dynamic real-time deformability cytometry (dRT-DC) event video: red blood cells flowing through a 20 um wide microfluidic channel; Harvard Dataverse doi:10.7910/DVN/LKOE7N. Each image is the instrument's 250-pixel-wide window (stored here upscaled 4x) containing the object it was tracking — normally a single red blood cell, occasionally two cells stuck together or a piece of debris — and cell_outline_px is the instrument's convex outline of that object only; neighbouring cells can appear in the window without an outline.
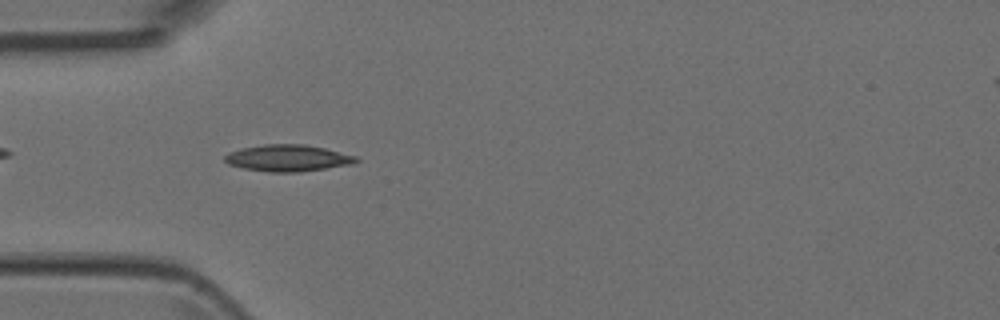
{"species": "Egyptian fruit bat (a non-hibernating species)", "species_latin": "Rousettus aegyptiacus", "temperature_condition": "room temperature", "stored_images_in_passage": 4, "camera_frame_rate_fps": 3000, "um_per_image_px": 0.085, "animal": {"sex": "female"}, "frame": {"image": 1, "passage_image": 3, "time_ms": 0.667, "image_size_px": [1000, 320], "cell_outline_px": [[360, 160], [352, 164], [300, 172], [268, 172], [244, 168], [228, 164], [224, 160], [224, 156], [228, 152], [240, 148], [264, 144], [304, 144], [324, 148], [356, 156]], "centroid_in_image_um": [24.44, 13.43], "position_along_channel_um": 60.6, "area_um2": 20.4}}
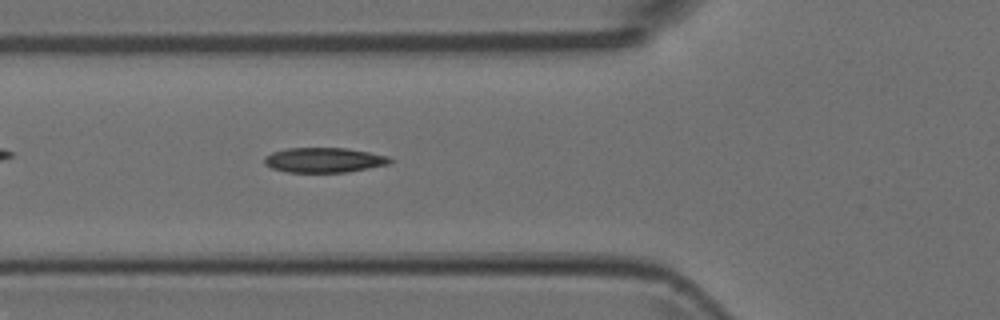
{"frame": {"image": 2, "passage_image": 4, "time_ms": 1.0, "image_size_px": [1000, 320], "cell_outline_px": [[392, 160], [388, 164], [348, 172], [288, 172], [272, 168], [264, 164], [264, 156], [272, 152], [288, 148], [348, 148], [388, 156]], "centroid_in_image_um": [27.51, 13.6], "position_along_channel_um": 98.3, "area_um2": 18.15}}